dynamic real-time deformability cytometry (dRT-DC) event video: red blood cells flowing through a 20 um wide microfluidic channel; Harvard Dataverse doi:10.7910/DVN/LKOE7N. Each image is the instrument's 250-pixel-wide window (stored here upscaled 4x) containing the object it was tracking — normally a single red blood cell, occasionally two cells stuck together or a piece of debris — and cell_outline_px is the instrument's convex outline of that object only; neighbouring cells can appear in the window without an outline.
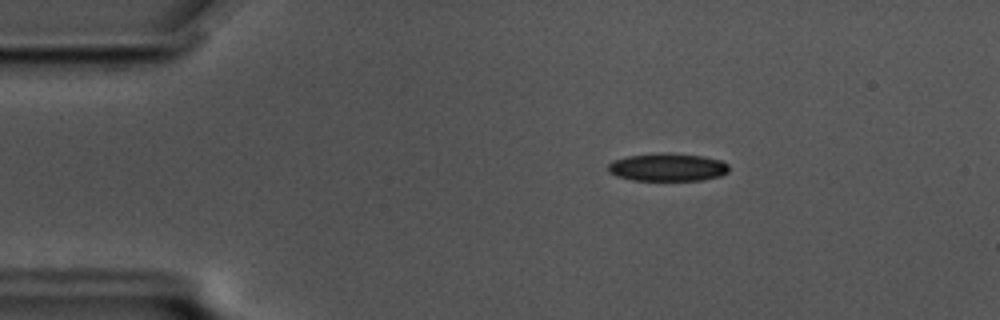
{"species": "common noctule bat (a hibernating species)", "species_latin": "Nyctalus noctula", "temperature_condition": "cold", "stored_images_in_passage": 57, "camera_frame_rate_fps": 3000, "um_per_image_px": 0.085, "animal": {"sex": "male", "body_mass_g": 17.5, "forearm_length_mm": 52.3}, "frame": {"image": 1, "passage_image": 9, "time_ms": 2.667, "image_size_px": [1000, 320], "cell_outline_px": [[728, 172], [720, 176], [704, 180], [632, 180], [616, 176], [608, 172], [608, 164], [612, 160], [628, 156], [704, 156], [720, 160], [728, 164]], "centroid_in_image_um": [56.74, 14.27], "position_along_channel_um": 28.3, "area_um2": 18.67}}
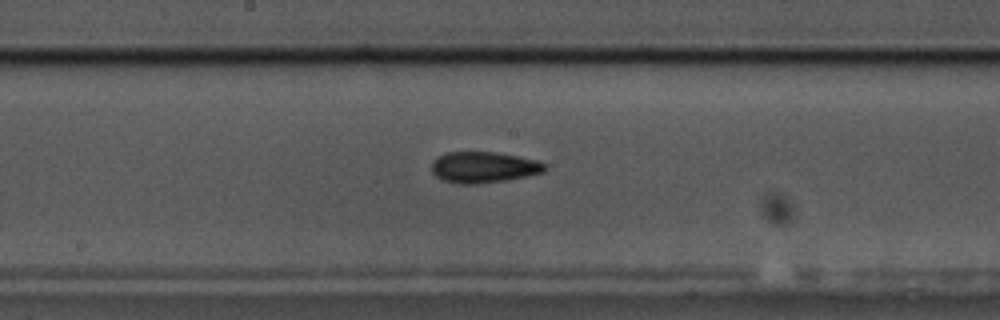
{"frame": {"image": 2, "passage_image": 29, "time_ms": 9.333, "image_size_px": [1000, 320], "cell_outline_px": [[548, 168], [544, 172], [528, 176], [508, 180], [476, 184], [456, 184], [440, 180], [432, 172], [432, 160], [436, 156], [448, 152], [496, 152], [536, 160], [544, 164]], "centroid_in_image_um": [41.07, 14.23], "position_along_channel_um": 207.1, "area_um2": 20.75}}
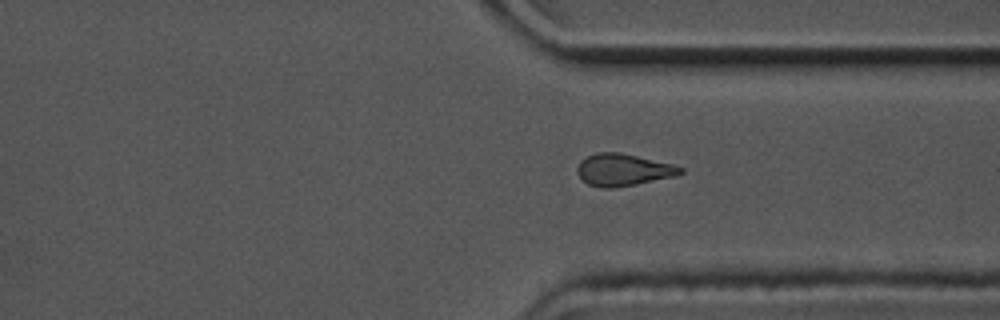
{"frame": {"image": 3, "passage_image": 42, "time_ms": 13.667, "image_size_px": [1000, 320], "cell_outline_px": [[684, 172], [676, 176], [636, 184], [612, 188], [600, 188], [588, 184], [576, 172], [576, 168], [580, 160], [596, 152], [620, 152], [672, 164], [684, 168]], "centroid_in_image_um": [52.96, 14.43], "position_along_channel_um": 358.4, "area_um2": 19.31}, "authors_computed_cell_mechanics": {"area_um2": 19.8254, "velocity_mm_per_s": 3.4846, "shape_relaxation_time_tau1_ms": 2.989, "shape_relaxation_time_tau2_ms": 4.9009, "deformation_change_tau1": 0.1112, "deformation_change_tau2": 0.1309}}